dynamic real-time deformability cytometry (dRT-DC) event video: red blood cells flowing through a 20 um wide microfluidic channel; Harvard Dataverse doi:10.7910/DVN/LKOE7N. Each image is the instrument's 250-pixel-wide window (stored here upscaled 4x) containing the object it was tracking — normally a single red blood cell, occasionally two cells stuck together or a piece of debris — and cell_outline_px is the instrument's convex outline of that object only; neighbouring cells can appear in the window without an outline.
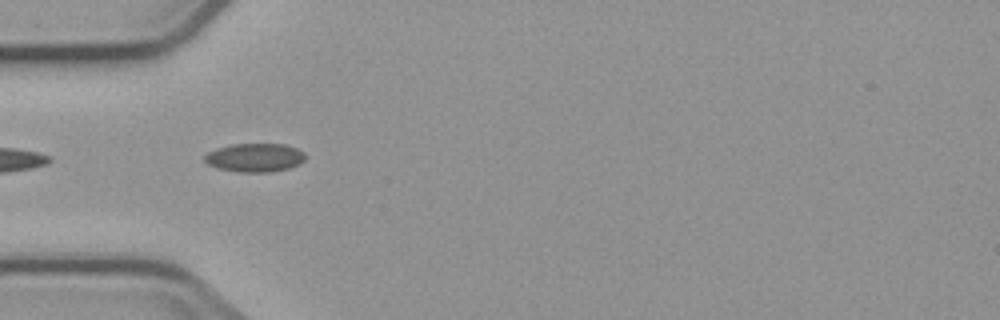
{"species": "common noctule bat (a hibernating species)", "species_latin": "Nyctalus noctula", "temperature_condition": "cold", "stored_images_in_passage": 4, "camera_frame_rate_fps": 3000, "um_per_image_px": 0.085, "animal": {"sex": "male", "body_mass_g": 23.1, "forearm_length_mm": 52.7}, "frame": {"image": 1, "passage_image": 3, "time_ms": 2.333, "image_size_px": [1000, 320], "cell_outline_px": [[304, 160], [300, 164], [288, 168], [268, 172], [240, 172], [216, 168], [208, 164], [204, 160], [204, 156], [208, 152], [216, 148], [232, 144], [284, 144], [296, 148], [304, 152]], "centroid_in_image_um": [21.64, 13.39], "position_along_channel_um": 63.4, "area_um2": 16.76}}
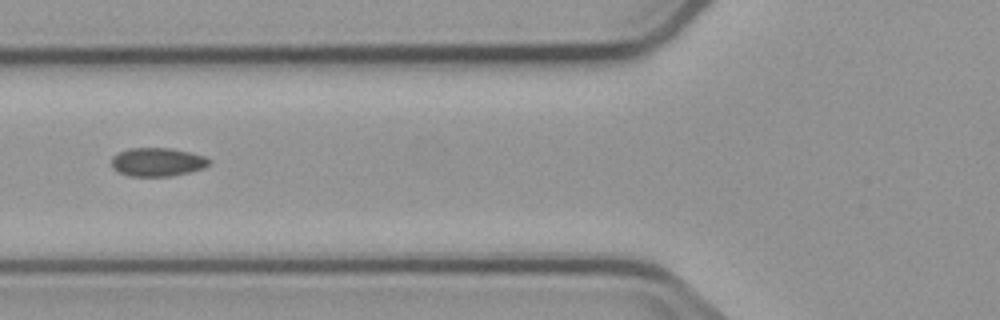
{"frame": {"image": 2, "passage_image": 4, "time_ms": 3.667, "image_size_px": [1000, 320], "cell_outline_px": [[212, 160], [204, 168], [172, 176], [132, 176], [120, 172], [112, 168], [112, 156], [128, 148], [168, 148], [188, 152], [204, 156]], "centroid_in_image_um": [13.38, 13.77], "position_along_channel_um": 112.4, "area_um2": 16.07}}